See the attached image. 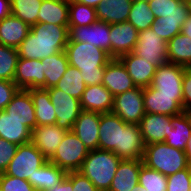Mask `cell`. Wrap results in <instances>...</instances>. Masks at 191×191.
Returning a JSON list of instances; mask_svg holds the SVG:
<instances>
[{"instance_id": "1", "label": "cell", "mask_w": 191, "mask_h": 191, "mask_svg": "<svg viewBox=\"0 0 191 191\" xmlns=\"http://www.w3.org/2000/svg\"><path fill=\"white\" fill-rule=\"evenodd\" d=\"M98 149L114 152L122 160L142 159L145 144L138 124L124 122L110 112L100 114Z\"/></svg>"}, {"instance_id": "2", "label": "cell", "mask_w": 191, "mask_h": 191, "mask_svg": "<svg viewBox=\"0 0 191 191\" xmlns=\"http://www.w3.org/2000/svg\"><path fill=\"white\" fill-rule=\"evenodd\" d=\"M69 40L68 25L37 23L17 47L19 58L42 60L65 51Z\"/></svg>"}, {"instance_id": "3", "label": "cell", "mask_w": 191, "mask_h": 191, "mask_svg": "<svg viewBox=\"0 0 191 191\" xmlns=\"http://www.w3.org/2000/svg\"><path fill=\"white\" fill-rule=\"evenodd\" d=\"M65 53L69 65L81 72L86 86L102 84L105 66L112 59L107 52L86 42H68Z\"/></svg>"}, {"instance_id": "4", "label": "cell", "mask_w": 191, "mask_h": 191, "mask_svg": "<svg viewBox=\"0 0 191 191\" xmlns=\"http://www.w3.org/2000/svg\"><path fill=\"white\" fill-rule=\"evenodd\" d=\"M121 160L114 152L95 149L88 152L78 172L99 191H108Z\"/></svg>"}, {"instance_id": "5", "label": "cell", "mask_w": 191, "mask_h": 191, "mask_svg": "<svg viewBox=\"0 0 191 191\" xmlns=\"http://www.w3.org/2000/svg\"><path fill=\"white\" fill-rule=\"evenodd\" d=\"M143 164L165 176L189 167L185 151L171 147L165 142L145 145Z\"/></svg>"}, {"instance_id": "6", "label": "cell", "mask_w": 191, "mask_h": 191, "mask_svg": "<svg viewBox=\"0 0 191 191\" xmlns=\"http://www.w3.org/2000/svg\"><path fill=\"white\" fill-rule=\"evenodd\" d=\"M47 161L41 151L29 142L17 147L14 157L4 173L25 180L33 179L36 170Z\"/></svg>"}, {"instance_id": "7", "label": "cell", "mask_w": 191, "mask_h": 191, "mask_svg": "<svg viewBox=\"0 0 191 191\" xmlns=\"http://www.w3.org/2000/svg\"><path fill=\"white\" fill-rule=\"evenodd\" d=\"M89 150L72 131H68L49 160L66 172L78 171L88 155Z\"/></svg>"}, {"instance_id": "8", "label": "cell", "mask_w": 191, "mask_h": 191, "mask_svg": "<svg viewBox=\"0 0 191 191\" xmlns=\"http://www.w3.org/2000/svg\"><path fill=\"white\" fill-rule=\"evenodd\" d=\"M112 113L118 115L124 122L139 124L146 114L143 100V88L135 87L114 96Z\"/></svg>"}, {"instance_id": "9", "label": "cell", "mask_w": 191, "mask_h": 191, "mask_svg": "<svg viewBox=\"0 0 191 191\" xmlns=\"http://www.w3.org/2000/svg\"><path fill=\"white\" fill-rule=\"evenodd\" d=\"M56 114V126L71 131L82 111L80 100L66 94L55 86L47 89Z\"/></svg>"}, {"instance_id": "10", "label": "cell", "mask_w": 191, "mask_h": 191, "mask_svg": "<svg viewBox=\"0 0 191 191\" xmlns=\"http://www.w3.org/2000/svg\"><path fill=\"white\" fill-rule=\"evenodd\" d=\"M134 53L149 61L156 68L168 62L167 42L151 28L138 32Z\"/></svg>"}, {"instance_id": "11", "label": "cell", "mask_w": 191, "mask_h": 191, "mask_svg": "<svg viewBox=\"0 0 191 191\" xmlns=\"http://www.w3.org/2000/svg\"><path fill=\"white\" fill-rule=\"evenodd\" d=\"M69 28L68 42H86L103 49L111 57L110 24L96 21L88 26Z\"/></svg>"}, {"instance_id": "12", "label": "cell", "mask_w": 191, "mask_h": 191, "mask_svg": "<svg viewBox=\"0 0 191 191\" xmlns=\"http://www.w3.org/2000/svg\"><path fill=\"white\" fill-rule=\"evenodd\" d=\"M143 100L146 113L174 116L184 111L183 95L159 94L152 86L143 88Z\"/></svg>"}, {"instance_id": "13", "label": "cell", "mask_w": 191, "mask_h": 191, "mask_svg": "<svg viewBox=\"0 0 191 191\" xmlns=\"http://www.w3.org/2000/svg\"><path fill=\"white\" fill-rule=\"evenodd\" d=\"M186 67L167 62L156 68L150 86L157 89L159 94L183 95V74Z\"/></svg>"}, {"instance_id": "14", "label": "cell", "mask_w": 191, "mask_h": 191, "mask_svg": "<svg viewBox=\"0 0 191 191\" xmlns=\"http://www.w3.org/2000/svg\"><path fill=\"white\" fill-rule=\"evenodd\" d=\"M13 82L19 89H45V75L41 60L19 58Z\"/></svg>"}, {"instance_id": "15", "label": "cell", "mask_w": 191, "mask_h": 191, "mask_svg": "<svg viewBox=\"0 0 191 191\" xmlns=\"http://www.w3.org/2000/svg\"><path fill=\"white\" fill-rule=\"evenodd\" d=\"M138 30L129 22L110 24L111 58L134 52Z\"/></svg>"}, {"instance_id": "16", "label": "cell", "mask_w": 191, "mask_h": 191, "mask_svg": "<svg viewBox=\"0 0 191 191\" xmlns=\"http://www.w3.org/2000/svg\"><path fill=\"white\" fill-rule=\"evenodd\" d=\"M67 132L68 131L55 124L36 126L32 130L31 143L39 149L43 156L49 161L55 154Z\"/></svg>"}, {"instance_id": "17", "label": "cell", "mask_w": 191, "mask_h": 191, "mask_svg": "<svg viewBox=\"0 0 191 191\" xmlns=\"http://www.w3.org/2000/svg\"><path fill=\"white\" fill-rule=\"evenodd\" d=\"M138 125L145 145L164 142L173 129L171 116L163 114L146 113Z\"/></svg>"}, {"instance_id": "18", "label": "cell", "mask_w": 191, "mask_h": 191, "mask_svg": "<svg viewBox=\"0 0 191 191\" xmlns=\"http://www.w3.org/2000/svg\"><path fill=\"white\" fill-rule=\"evenodd\" d=\"M102 85L113 97L136 87L118 58H112L105 66Z\"/></svg>"}, {"instance_id": "19", "label": "cell", "mask_w": 191, "mask_h": 191, "mask_svg": "<svg viewBox=\"0 0 191 191\" xmlns=\"http://www.w3.org/2000/svg\"><path fill=\"white\" fill-rule=\"evenodd\" d=\"M100 113L81 111L72 127V132L89 150L98 149Z\"/></svg>"}, {"instance_id": "20", "label": "cell", "mask_w": 191, "mask_h": 191, "mask_svg": "<svg viewBox=\"0 0 191 191\" xmlns=\"http://www.w3.org/2000/svg\"><path fill=\"white\" fill-rule=\"evenodd\" d=\"M126 70L136 87L147 88L150 86L156 67L146 59H142L134 52L124 54L118 58Z\"/></svg>"}, {"instance_id": "21", "label": "cell", "mask_w": 191, "mask_h": 191, "mask_svg": "<svg viewBox=\"0 0 191 191\" xmlns=\"http://www.w3.org/2000/svg\"><path fill=\"white\" fill-rule=\"evenodd\" d=\"M4 111L11 117L22 121L31 131L37 126L35 108L28 90L19 89Z\"/></svg>"}, {"instance_id": "22", "label": "cell", "mask_w": 191, "mask_h": 191, "mask_svg": "<svg viewBox=\"0 0 191 191\" xmlns=\"http://www.w3.org/2000/svg\"><path fill=\"white\" fill-rule=\"evenodd\" d=\"M114 97L102 84L86 86L80 100L83 111L110 113L113 109Z\"/></svg>"}, {"instance_id": "23", "label": "cell", "mask_w": 191, "mask_h": 191, "mask_svg": "<svg viewBox=\"0 0 191 191\" xmlns=\"http://www.w3.org/2000/svg\"><path fill=\"white\" fill-rule=\"evenodd\" d=\"M142 159L121 160L108 191H131L139 184Z\"/></svg>"}, {"instance_id": "24", "label": "cell", "mask_w": 191, "mask_h": 191, "mask_svg": "<svg viewBox=\"0 0 191 191\" xmlns=\"http://www.w3.org/2000/svg\"><path fill=\"white\" fill-rule=\"evenodd\" d=\"M29 31L28 24L10 14L0 20V43L4 46L17 48L27 37Z\"/></svg>"}, {"instance_id": "25", "label": "cell", "mask_w": 191, "mask_h": 191, "mask_svg": "<svg viewBox=\"0 0 191 191\" xmlns=\"http://www.w3.org/2000/svg\"><path fill=\"white\" fill-rule=\"evenodd\" d=\"M32 131L22 121L0 111V137L16 145L31 142Z\"/></svg>"}, {"instance_id": "26", "label": "cell", "mask_w": 191, "mask_h": 191, "mask_svg": "<svg viewBox=\"0 0 191 191\" xmlns=\"http://www.w3.org/2000/svg\"><path fill=\"white\" fill-rule=\"evenodd\" d=\"M173 129L165 134V143L171 147L185 151L191 138V113L183 111L171 116Z\"/></svg>"}, {"instance_id": "27", "label": "cell", "mask_w": 191, "mask_h": 191, "mask_svg": "<svg viewBox=\"0 0 191 191\" xmlns=\"http://www.w3.org/2000/svg\"><path fill=\"white\" fill-rule=\"evenodd\" d=\"M133 0H104L96 7L98 21L108 24L127 22Z\"/></svg>"}, {"instance_id": "28", "label": "cell", "mask_w": 191, "mask_h": 191, "mask_svg": "<svg viewBox=\"0 0 191 191\" xmlns=\"http://www.w3.org/2000/svg\"><path fill=\"white\" fill-rule=\"evenodd\" d=\"M27 90L30 92L35 108L37 126L56 124L57 118L54 106L50 101L48 90L43 88H32Z\"/></svg>"}, {"instance_id": "29", "label": "cell", "mask_w": 191, "mask_h": 191, "mask_svg": "<svg viewBox=\"0 0 191 191\" xmlns=\"http://www.w3.org/2000/svg\"><path fill=\"white\" fill-rule=\"evenodd\" d=\"M69 0H43L38 23L68 25Z\"/></svg>"}, {"instance_id": "30", "label": "cell", "mask_w": 191, "mask_h": 191, "mask_svg": "<svg viewBox=\"0 0 191 191\" xmlns=\"http://www.w3.org/2000/svg\"><path fill=\"white\" fill-rule=\"evenodd\" d=\"M66 174L67 172L64 169L47 161L36 170L33 179H28V181L36 191H46L59 184Z\"/></svg>"}, {"instance_id": "31", "label": "cell", "mask_w": 191, "mask_h": 191, "mask_svg": "<svg viewBox=\"0 0 191 191\" xmlns=\"http://www.w3.org/2000/svg\"><path fill=\"white\" fill-rule=\"evenodd\" d=\"M168 62L191 68V37L182 33L167 42Z\"/></svg>"}, {"instance_id": "32", "label": "cell", "mask_w": 191, "mask_h": 191, "mask_svg": "<svg viewBox=\"0 0 191 191\" xmlns=\"http://www.w3.org/2000/svg\"><path fill=\"white\" fill-rule=\"evenodd\" d=\"M45 75V89L56 86L69 66L65 51L41 60Z\"/></svg>"}, {"instance_id": "33", "label": "cell", "mask_w": 191, "mask_h": 191, "mask_svg": "<svg viewBox=\"0 0 191 191\" xmlns=\"http://www.w3.org/2000/svg\"><path fill=\"white\" fill-rule=\"evenodd\" d=\"M155 20L156 18L149 8L148 0H133L127 22L139 32L150 28Z\"/></svg>"}, {"instance_id": "34", "label": "cell", "mask_w": 191, "mask_h": 191, "mask_svg": "<svg viewBox=\"0 0 191 191\" xmlns=\"http://www.w3.org/2000/svg\"><path fill=\"white\" fill-rule=\"evenodd\" d=\"M55 87L64 91L66 94L81 100L86 85L79 69L69 65Z\"/></svg>"}, {"instance_id": "35", "label": "cell", "mask_w": 191, "mask_h": 191, "mask_svg": "<svg viewBox=\"0 0 191 191\" xmlns=\"http://www.w3.org/2000/svg\"><path fill=\"white\" fill-rule=\"evenodd\" d=\"M43 0H10L11 14L30 27L38 23V14Z\"/></svg>"}, {"instance_id": "36", "label": "cell", "mask_w": 191, "mask_h": 191, "mask_svg": "<svg viewBox=\"0 0 191 191\" xmlns=\"http://www.w3.org/2000/svg\"><path fill=\"white\" fill-rule=\"evenodd\" d=\"M96 21V8L69 0L68 27L88 26Z\"/></svg>"}, {"instance_id": "37", "label": "cell", "mask_w": 191, "mask_h": 191, "mask_svg": "<svg viewBox=\"0 0 191 191\" xmlns=\"http://www.w3.org/2000/svg\"><path fill=\"white\" fill-rule=\"evenodd\" d=\"M139 191H166L167 176L146 167L144 164L139 173Z\"/></svg>"}, {"instance_id": "38", "label": "cell", "mask_w": 191, "mask_h": 191, "mask_svg": "<svg viewBox=\"0 0 191 191\" xmlns=\"http://www.w3.org/2000/svg\"><path fill=\"white\" fill-rule=\"evenodd\" d=\"M18 59L17 48L0 43V80L13 81Z\"/></svg>"}, {"instance_id": "39", "label": "cell", "mask_w": 191, "mask_h": 191, "mask_svg": "<svg viewBox=\"0 0 191 191\" xmlns=\"http://www.w3.org/2000/svg\"><path fill=\"white\" fill-rule=\"evenodd\" d=\"M190 12L191 9L187 0H172V11L163 15V17L156 18L155 21L178 22L180 26H183Z\"/></svg>"}, {"instance_id": "40", "label": "cell", "mask_w": 191, "mask_h": 191, "mask_svg": "<svg viewBox=\"0 0 191 191\" xmlns=\"http://www.w3.org/2000/svg\"><path fill=\"white\" fill-rule=\"evenodd\" d=\"M191 166L167 176L166 191H189L190 189Z\"/></svg>"}, {"instance_id": "41", "label": "cell", "mask_w": 191, "mask_h": 191, "mask_svg": "<svg viewBox=\"0 0 191 191\" xmlns=\"http://www.w3.org/2000/svg\"><path fill=\"white\" fill-rule=\"evenodd\" d=\"M0 191H36L28 180L0 174Z\"/></svg>"}, {"instance_id": "42", "label": "cell", "mask_w": 191, "mask_h": 191, "mask_svg": "<svg viewBox=\"0 0 191 191\" xmlns=\"http://www.w3.org/2000/svg\"><path fill=\"white\" fill-rule=\"evenodd\" d=\"M181 27L178 22L155 21L150 28L154 33H157L159 37L168 42L180 33Z\"/></svg>"}, {"instance_id": "43", "label": "cell", "mask_w": 191, "mask_h": 191, "mask_svg": "<svg viewBox=\"0 0 191 191\" xmlns=\"http://www.w3.org/2000/svg\"><path fill=\"white\" fill-rule=\"evenodd\" d=\"M18 145L0 137V174L4 173L15 155Z\"/></svg>"}, {"instance_id": "44", "label": "cell", "mask_w": 191, "mask_h": 191, "mask_svg": "<svg viewBox=\"0 0 191 191\" xmlns=\"http://www.w3.org/2000/svg\"><path fill=\"white\" fill-rule=\"evenodd\" d=\"M66 177L72 182L73 191H99L91 180L78 171L67 172Z\"/></svg>"}, {"instance_id": "45", "label": "cell", "mask_w": 191, "mask_h": 191, "mask_svg": "<svg viewBox=\"0 0 191 191\" xmlns=\"http://www.w3.org/2000/svg\"><path fill=\"white\" fill-rule=\"evenodd\" d=\"M18 90L13 81L0 80V111L6 108Z\"/></svg>"}, {"instance_id": "46", "label": "cell", "mask_w": 191, "mask_h": 191, "mask_svg": "<svg viewBox=\"0 0 191 191\" xmlns=\"http://www.w3.org/2000/svg\"><path fill=\"white\" fill-rule=\"evenodd\" d=\"M183 110L191 113V68H186L182 80Z\"/></svg>"}, {"instance_id": "47", "label": "cell", "mask_w": 191, "mask_h": 191, "mask_svg": "<svg viewBox=\"0 0 191 191\" xmlns=\"http://www.w3.org/2000/svg\"><path fill=\"white\" fill-rule=\"evenodd\" d=\"M148 4L155 18L163 17L172 11V0H148Z\"/></svg>"}, {"instance_id": "48", "label": "cell", "mask_w": 191, "mask_h": 191, "mask_svg": "<svg viewBox=\"0 0 191 191\" xmlns=\"http://www.w3.org/2000/svg\"><path fill=\"white\" fill-rule=\"evenodd\" d=\"M46 191H73L72 182L65 176L59 184H56L53 188Z\"/></svg>"}, {"instance_id": "49", "label": "cell", "mask_w": 191, "mask_h": 191, "mask_svg": "<svg viewBox=\"0 0 191 191\" xmlns=\"http://www.w3.org/2000/svg\"><path fill=\"white\" fill-rule=\"evenodd\" d=\"M11 14L10 0H0V20Z\"/></svg>"}, {"instance_id": "50", "label": "cell", "mask_w": 191, "mask_h": 191, "mask_svg": "<svg viewBox=\"0 0 191 191\" xmlns=\"http://www.w3.org/2000/svg\"><path fill=\"white\" fill-rule=\"evenodd\" d=\"M180 33L188 37H191V12L187 16V19L185 20V22L183 23Z\"/></svg>"}, {"instance_id": "51", "label": "cell", "mask_w": 191, "mask_h": 191, "mask_svg": "<svg viewBox=\"0 0 191 191\" xmlns=\"http://www.w3.org/2000/svg\"><path fill=\"white\" fill-rule=\"evenodd\" d=\"M79 3L85 4L87 6H91L96 8L99 4H101L104 0H74Z\"/></svg>"}, {"instance_id": "52", "label": "cell", "mask_w": 191, "mask_h": 191, "mask_svg": "<svg viewBox=\"0 0 191 191\" xmlns=\"http://www.w3.org/2000/svg\"><path fill=\"white\" fill-rule=\"evenodd\" d=\"M185 154H186V157H187L188 164H189V166H191V138L187 142V147H186V150H185Z\"/></svg>"}, {"instance_id": "53", "label": "cell", "mask_w": 191, "mask_h": 191, "mask_svg": "<svg viewBox=\"0 0 191 191\" xmlns=\"http://www.w3.org/2000/svg\"><path fill=\"white\" fill-rule=\"evenodd\" d=\"M138 189H139V184H137L135 187H133L131 191H139Z\"/></svg>"}, {"instance_id": "54", "label": "cell", "mask_w": 191, "mask_h": 191, "mask_svg": "<svg viewBox=\"0 0 191 191\" xmlns=\"http://www.w3.org/2000/svg\"><path fill=\"white\" fill-rule=\"evenodd\" d=\"M188 4H189V7L191 9V0H187Z\"/></svg>"}, {"instance_id": "55", "label": "cell", "mask_w": 191, "mask_h": 191, "mask_svg": "<svg viewBox=\"0 0 191 191\" xmlns=\"http://www.w3.org/2000/svg\"><path fill=\"white\" fill-rule=\"evenodd\" d=\"M189 191H191V177H190V189H189Z\"/></svg>"}]
</instances>
